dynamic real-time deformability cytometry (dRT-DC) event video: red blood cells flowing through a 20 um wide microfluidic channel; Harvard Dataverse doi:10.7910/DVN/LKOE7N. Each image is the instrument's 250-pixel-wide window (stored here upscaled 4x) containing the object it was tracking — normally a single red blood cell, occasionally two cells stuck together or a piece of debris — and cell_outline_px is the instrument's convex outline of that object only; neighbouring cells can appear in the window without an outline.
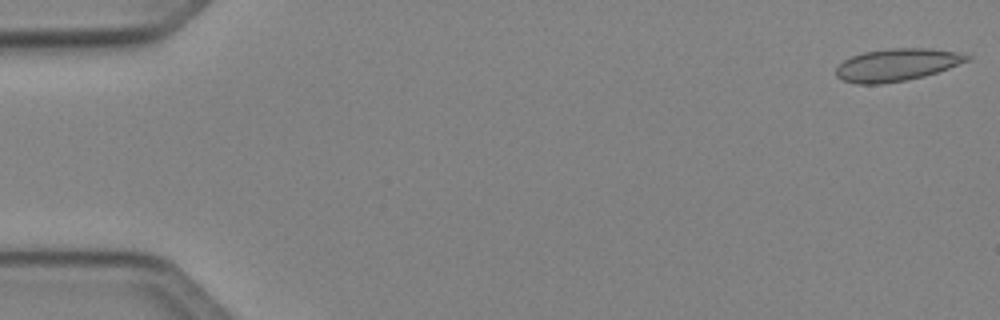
{"species": "Egyptian fruit bat (a non-hibernating species)", "species_latin": "Rousettus aegyptiacus", "temperature_condition": "cold", "stored_images_in_passage": 49, "camera_frame_rate_fps": 3000, "um_per_image_px": 0.085, "animal": {"sex": "female"}, "frame": {"image": 1, "passage_image": 1, "time_ms": 0.0, "image_size_px": [1000, 320], "cell_outline_px": [[972, 60], [924, 76], [904, 80], [880, 84], [856, 84], [844, 80], [836, 76], [836, 68], [844, 60], [852, 56], [864, 52], [888, 48], [932, 48], [956, 52], [972, 56]], "centroid_in_image_um": [76.25, 5.5], "position_along_channel_um": 8.7, "area_um2": 24.68}}
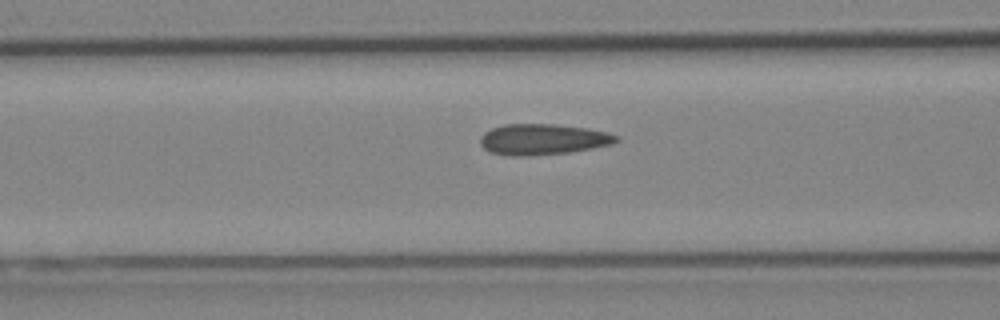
{"frame": {"image": 2, "passage_image": 20, "time_ms": 6.333, "image_size_px": [1000, 320], "cell_outline_px": [[620, 140], [612, 144], [592, 148], [568, 152], [520, 156], [512, 156], [488, 152], [480, 144], [480, 136], [484, 132], [492, 128], [504, 124], [556, 124], [588, 128], [608, 132], [620, 136]], "centroid_in_image_um": [46.15, 11.83], "position_along_channel_um": 120.5, "area_um2": 24.57}}
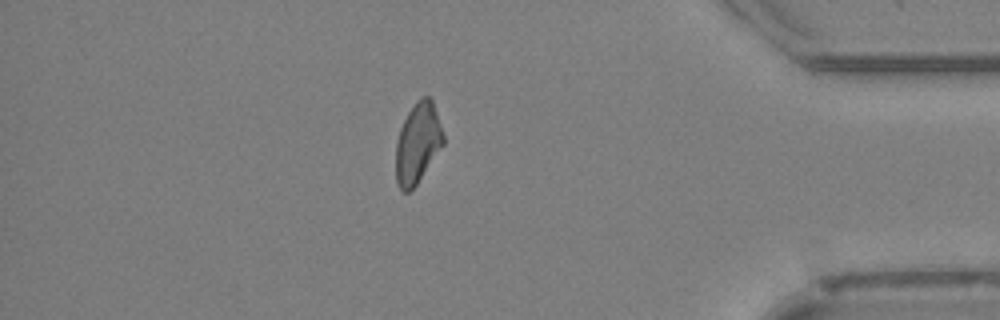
{"frame": {"image": 3, "passage_image": 43, "time_ms": 14.0, "image_size_px": [1000, 320], "cell_outline_px": [[444, 144], [416, 184], [408, 192], [404, 192], [400, 188], [396, 180], [396, 140], [400, 128], [408, 112], [416, 100], [420, 96], [428, 96], [432, 100], [444, 136]], "centroid_in_image_um": [35.49, 12.14], "position_along_channel_um": 399.7, "area_um2": 22.02}}